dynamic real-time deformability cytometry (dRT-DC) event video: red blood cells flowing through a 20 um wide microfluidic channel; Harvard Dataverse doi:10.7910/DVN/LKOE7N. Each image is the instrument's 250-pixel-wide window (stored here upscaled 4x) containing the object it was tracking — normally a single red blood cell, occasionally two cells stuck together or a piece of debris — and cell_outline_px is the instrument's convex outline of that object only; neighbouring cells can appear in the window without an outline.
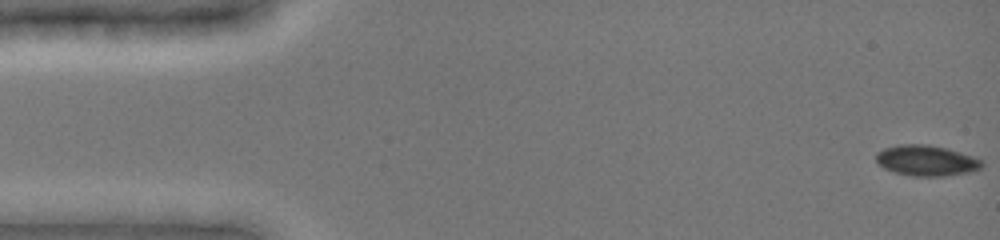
{"species": "common noctule bat (a hibernating species)", "species_latin": "Nyctalus noctula", "temperature_condition": "cold", "stored_images_in_passage": 47, "camera_frame_rate_fps": 3000, "um_per_image_px": 0.085, "animal": {"sex": "female", "body_mass_g": 19.0, "forearm_length_mm": 51.5}, "frame": {"image": 1, "passage_image": 1, "time_ms": 0.0, "image_size_px": [1000, 240], "cell_outline_px": [[984, 164], [980, 168], [968, 172], [944, 176], [912, 176], [896, 172], [884, 168], [876, 160], [876, 152], [884, 148], [900, 144], [928, 144], [948, 148], [984, 160]], "centroid_in_image_um": [78.76, 13.63], "position_along_channel_um": 6.2, "area_um2": 18.9}}
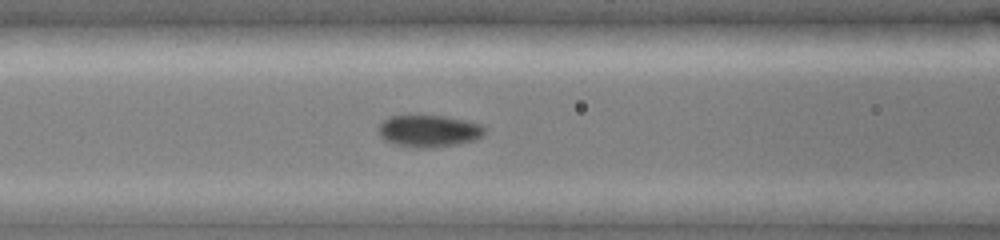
{"frame": {"image": 2, "passage_image": 19, "time_ms": 6.333, "image_size_px": [1000, 240], "cell_outline_px": [[484, 132], [476, 140], [456, 144], [432, 148], [412, 148], [396, 144], [384, 140], [376, 132], [380, 124], [384, 120], [392, 116], [416, 112], [444, 116], [468, 120], [480, 124], [484, 128]], "centroid_in_image_um": [36.4, 11.09], "position_along_channel_um": 130.2, "area_um2": 20.58}}
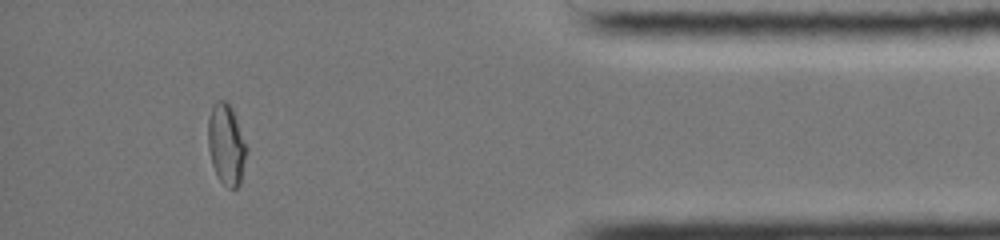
{"frame": {"image": 3, "passage_image": 42, "time_ms": 14.333, "image_size_px": [1000, 240], "cell_outline_px": [[248, 152], [240, 184], [236, 188], [228, 188], [220, 180], [212, 164], [208, 148], [208, 116], [212, 104], [216, 100], [224, 100], [232, 108], [248, 148]], "centroid_in_image_um": [19.24, 12.27], "position_along_channel_um": 416.0, "area_um2": 18.32}, "authors_computed_cell_mechanics": {"area_um2": 18.8428, "velocity_mm_per_s": 3.9684, "shape_relaxation_time_tau1_ms": 8.9, "shape_relaxation_time_tau2_ms": null, "deformation_change_tau1": 0.1669, "deformation_change_tau2": null}}